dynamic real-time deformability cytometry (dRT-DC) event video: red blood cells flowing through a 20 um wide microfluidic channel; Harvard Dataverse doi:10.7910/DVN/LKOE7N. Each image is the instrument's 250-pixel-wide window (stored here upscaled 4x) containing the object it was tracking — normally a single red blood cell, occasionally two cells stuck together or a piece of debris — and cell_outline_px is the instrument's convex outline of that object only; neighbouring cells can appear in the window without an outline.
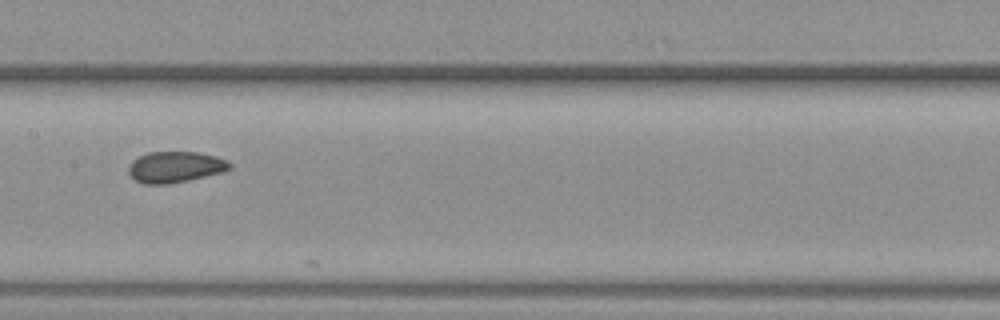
{"species": "common noctule bat (a hibernating species)", "species_latin": "Nyctalus noctula", "temperature_condition": "warm", "stored_images_in_passage": 8, "camera_frame_rate_fps": 3000, "um_per_image_px": 0.085, "animal": {"sex": "female", "body_mass_g": 19.3, "forearm_length_mm": 54.1}, "frame": {"image": 1, "passage_image": 6, "time_ms": 1.667, "image_size_px": [1000, 320], "cell_outline_px": [[232, 168], [224, 172], [188, 180], [168, 184], [144, 184], [136, 180], [128, 172], [128, 168], [132, 160], [148, 152], [196, 152], [216, 156], [228, 160], [232, 164]], "centroid_in_image_um": [14.93, 14.19], "position_along_channel_um": 192.5, "area_um2": 18.38}}
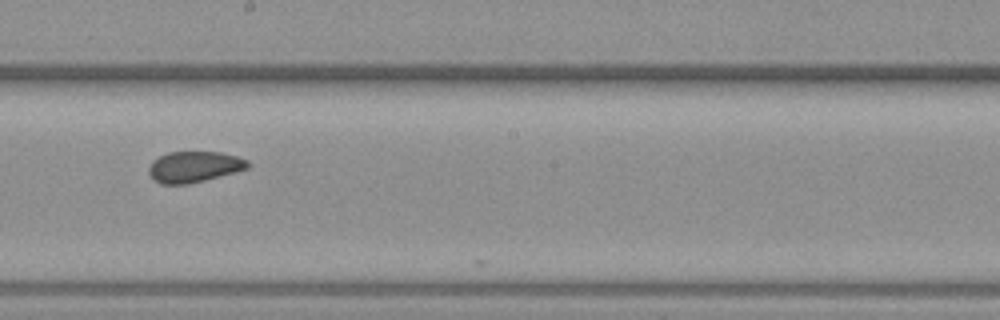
{"frame": {"image": 2, "passage_image": 7, "time_ms": 2.0, "image_size_px": [1000, 320], "cell_outline_px": [[252, 164], [248, 168], [236, 172], [188, 184], [160, 184], [152, 180], [148, 172], [148, 168], [152, 160], [168, 152], [220, 152], [236, 156], [248, 160]], "centroid_in_image_um": [16.49, 14.18], "position_along_channel_um": 231.7, "area_um2": 18.03}}
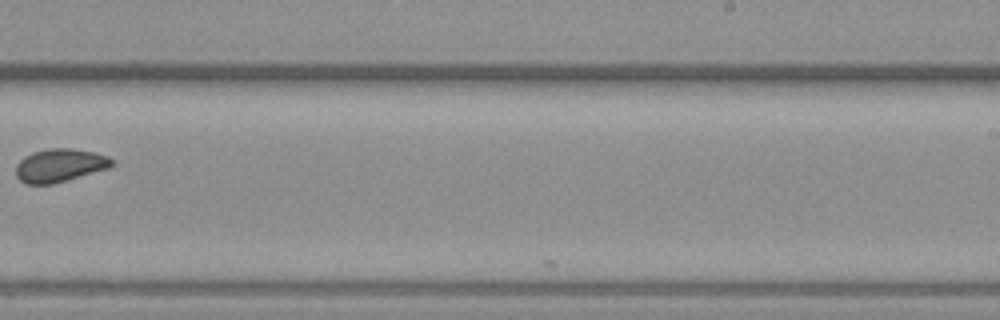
{"frame": {"image": 3, "passage_image": 8, "time_ms": 2.333, "image_size_px": [1000, 320], "cell_outline_px": [[112, 164], [108, 168], [52, 184], [28, 184], [20, 180], [16, 176], [16, 164], [24, 156], [32, 152], [48, 148], [72, 148], [92, 152], [108, 156], [112, 160]], "centroid_in_image_um": [5.03, 14.04], "position_along_channel_um": 284.0, "area_um2": 18.38}}